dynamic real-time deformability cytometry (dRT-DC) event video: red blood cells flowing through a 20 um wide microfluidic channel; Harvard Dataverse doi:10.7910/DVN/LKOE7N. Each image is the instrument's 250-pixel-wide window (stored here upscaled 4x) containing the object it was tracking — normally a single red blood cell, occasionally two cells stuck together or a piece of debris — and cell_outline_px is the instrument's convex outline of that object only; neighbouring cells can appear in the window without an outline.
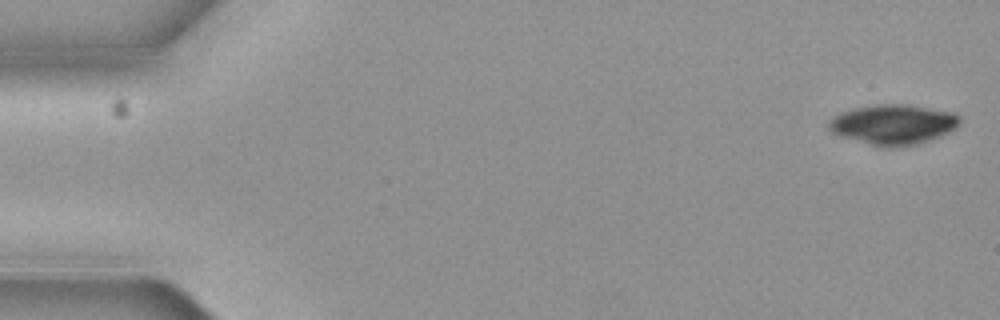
{"species": "common noctule bat (a hibernating species)", "species_latin": "Nyctalus noctula", "temperature_condition": "cold", "stored_images_in_passage": 6, "camera_frame_rate_fps": 3000, "um_per_image_px": 0.085, "animal": {"sex": "female", "body_mass_g": 19.3, "forearm_length_mm": 54.1}, "frame": {"image": 1, "passage_image": 1, "time_ms": 0.0, "image_size_px": [1000, 320], "cell_outline_px": [[960, 120], [948, 132], [928, 140], [916, 144], [896, 148], [884, 148], [840, 136], [832, 132], [828, 128], [828, 120], [832, 116], [840, 112], [852, 108], [876, 104], [908, 104], [952, 112], [960, 116]], "centroid_in_image_um": [75.85, 10.57], "position_along_channel_um": 9.2, "area_um2": 30.58}}